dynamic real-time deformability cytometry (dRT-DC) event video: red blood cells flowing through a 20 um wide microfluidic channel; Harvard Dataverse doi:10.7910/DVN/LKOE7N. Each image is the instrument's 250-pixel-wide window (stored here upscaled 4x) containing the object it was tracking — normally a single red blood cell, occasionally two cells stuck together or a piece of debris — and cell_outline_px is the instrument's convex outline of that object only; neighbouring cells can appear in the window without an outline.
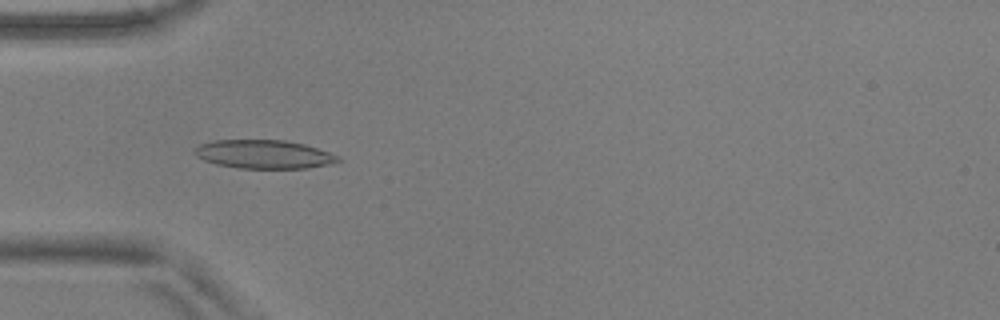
{"species": "common noctule bat (a hibernating species)", "species_latin": "Nyctalus noctula", "temperature_condition": "warm", "stored_images_in_passage": 50, "camera_frame_rate_fps": 3000, "um_per_image_px": 0.085, "animal": {"sex": "male", "body_mass_g": 17.9, "forearm_length_mm": 54.2}, "frame": {"image": 1, "passage_image": 16, "time_ms": 5.0, "image_size_px": [1000, 320], "cell_outline_px": [[344, 160], [332, 164], [308, 168], [240, 168], [216, 164], [204, 160], [196, 156], [192, 152], [200, 144], [216, 140], [284, 140], [304, 144], [340, 156]], "centroid_in_image_um": [22.46, 13.12], "position_along_channel_um": 62.5, "area_um2": 23.93}}
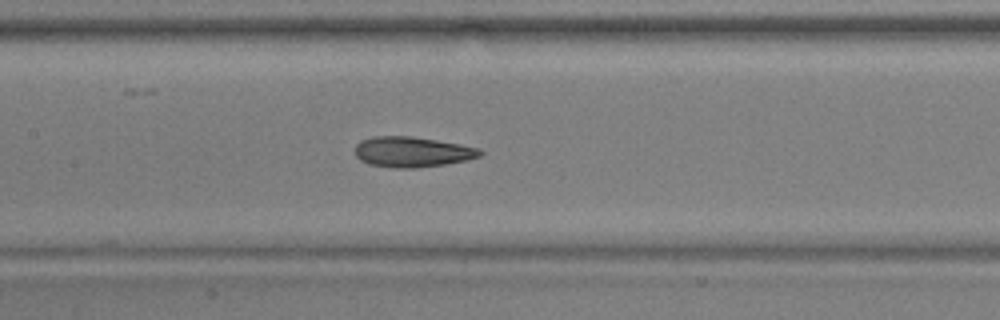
{"frame": {"image": 2, "passage_image": 25, "time_ms": 8.0, "image_size_px": [1000, 320], "cell_outline_px": [[484, 152], [480, 156], [468, 160], [444, 164], [416, 168], [396, 168], [368, 164], [360, 160], [356, 156], [356, 144], [360, 140], [372, 136], [412, 136], [460, 144], [480, 148]], "centroid_in_image_um": [35.04, 12.91], "position_along_channel_um": 172.4, "area_um2": 22.25}}
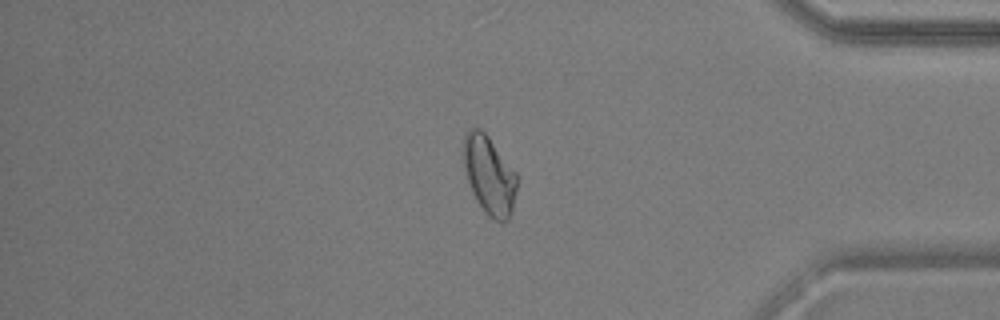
{"frame": {"image": 3, "passage_image": 45, "time_ms": 14.667, "image_size_px": [1000, 320], "cell_outline_px": [[516, 192], [512, 212], [508, 220], [504, 224], [488, 216], [484, 212], [476, 200], [468, 184], [464, 172], [460, 152], [464, 136], [468, 128], [480, 128], [488, 136], [516, 172]], "centroid_in_image_um": [41.53, 14.88], "position_along_channel_um": 393.7, "area_um2": 25.09}, "authors_computed_cell_mechanics": {"area_um2": 22.6576, "velocity_mm_per_s": 3.6934, "shape_relaxation_time_tau1_ms": 8.1084, "shape_relaxation_time_tau2_ms": 2.0905, "deformation_change_tau1": 0.1837, "deformation_change_tau2": 0.0833}}